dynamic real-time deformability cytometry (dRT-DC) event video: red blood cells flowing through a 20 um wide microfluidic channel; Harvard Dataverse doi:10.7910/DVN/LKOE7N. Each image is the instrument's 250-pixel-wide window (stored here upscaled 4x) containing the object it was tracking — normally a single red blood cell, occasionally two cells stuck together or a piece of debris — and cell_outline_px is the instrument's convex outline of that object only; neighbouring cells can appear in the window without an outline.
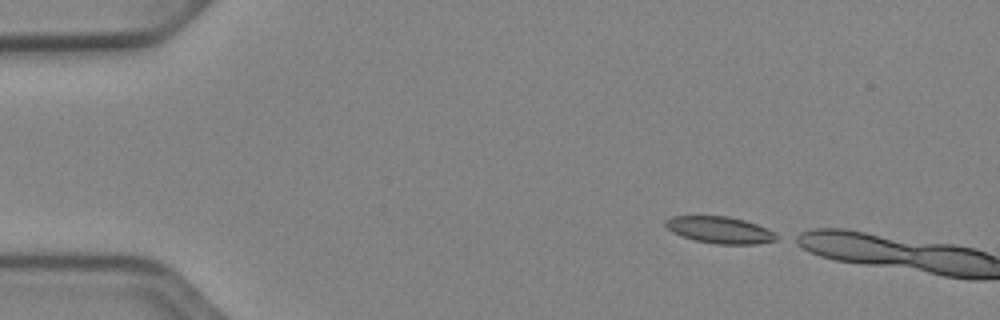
{"species": "Egyptian fruit bat (a non-hibernating species)", "species_latin": "Rousettus aegyptiacus", "temperature_condition": "cold", "stored_images_in_passage": 3, "camera_frame_rate_fps": 3000, "um_per_image_px": 0.085, "animal": {"sex": "female"}, "frame": {"image": 1, "passage_image": 1, "time_ms": 0.0, "image_size_px": [1000, 320], "cell_outline_px": [[780, 236], [776, 240], [756, 244], [716, 244], [696, 240], [672, 232], [664, 224], [664, 220], [672, 216], [728, 216], [744, 220], [768, 228]], "centroid_in_image_um": [61.21, 19.54], "position_along_channel_um": 23.8, "area_um2": 17.28}}